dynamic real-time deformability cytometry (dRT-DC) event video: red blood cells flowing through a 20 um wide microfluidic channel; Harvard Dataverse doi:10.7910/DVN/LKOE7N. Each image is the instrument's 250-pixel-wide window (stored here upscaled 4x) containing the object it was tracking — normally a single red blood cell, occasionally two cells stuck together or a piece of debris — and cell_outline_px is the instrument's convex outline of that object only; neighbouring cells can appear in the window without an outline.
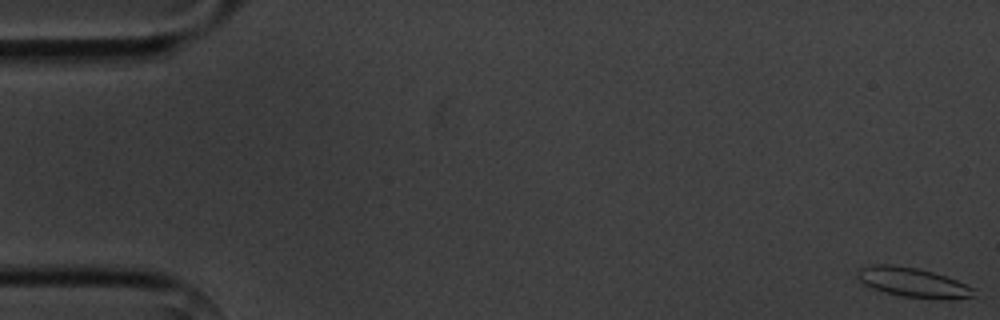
{"species": "common noctule bat (a hibernating species)", "species_latin": "Nyctalus noctula", "temperature_condition": "cold", "stored_images_in_passage": 6, "camera_frame_rate_fps": 3000, "um_per_image_px": 0.085, "animal": {"sex": "male", "body_mass_g": 20.1, "forearm_length_mm": 53.5}, "frame": {"image": 1, "passage_image": 1, "time_ms": 0.0, "image_size_px": [1000, 320], "cell_outline_px": [[976, 296], [904, 296], [884, 292], [872, 288], [864, 284], [856, 276], [856, 272], [860, 268], [872, 264], [888, 264], [920, 268], [956, 280], [976, 288]], "centroid_in_image_um": [77.49, 23.94], "position_along_channel_um": 7.5, "area_um2": 19.13}}
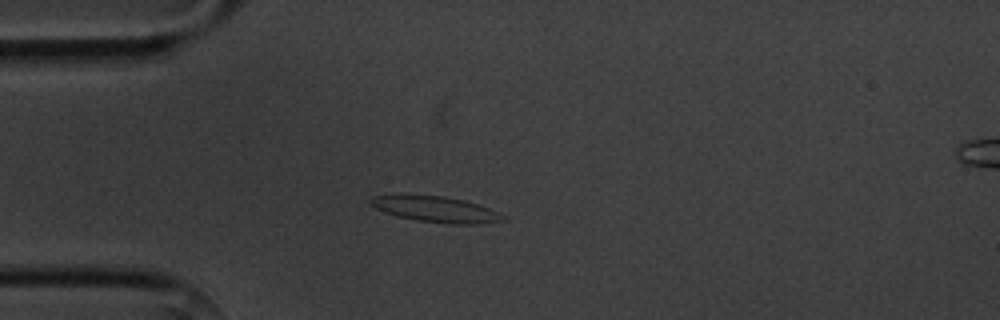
{"frame": {"image": 2, "passage_image": 5, "time_ms": 4.667, "image_size_px": [1000, 320], "cell_outline_px": [[504, 220], [484, 224], [452, 224], [416, 220], [396, 216], [384, 212], [368, 204], [368, 200], [372, 196], [396, 192], [444, 196], [464, 200], [488, 208], [504, 216]], "centroid_in_image_um": [36.89, 17.74], "position_along_channel_um": 48.1, "area_um2": 20.58}}